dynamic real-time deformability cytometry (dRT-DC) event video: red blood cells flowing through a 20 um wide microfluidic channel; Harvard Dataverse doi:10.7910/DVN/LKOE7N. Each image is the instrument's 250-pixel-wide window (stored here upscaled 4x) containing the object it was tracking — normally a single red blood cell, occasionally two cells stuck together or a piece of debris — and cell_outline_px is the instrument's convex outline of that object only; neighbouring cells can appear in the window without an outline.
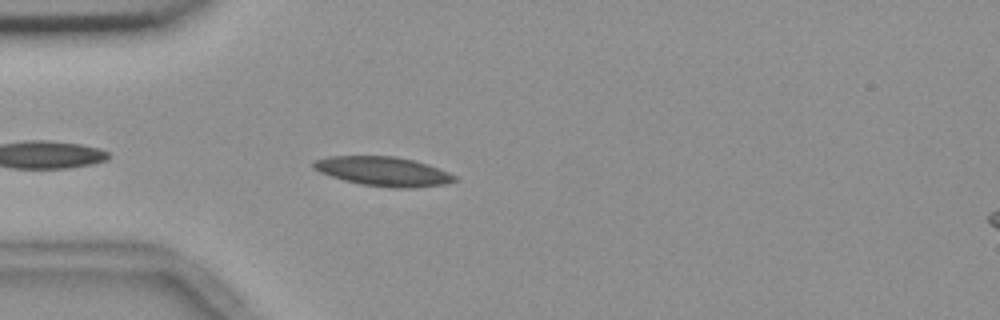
{"species": "common noctule bat (a hibernating species)", "species_latin": "Nyctalus noctula", "temperature_condition": "room temperature", "stored_images_in_passage": 8, "camera_frame_rate_fps": 3000, "um_per_image_px": 0.085, "animal": {"sex": "female", "body_mass_g": 18.4}, "frame": {"image": 1, "passage_image": 3, "time_ms": 0.667, "image_size_px": [1000, 320], "cell_outline_px": [[460, 180], [444, 184], [412, 188], [392, 188], [360, 184], [344, 180], [320, 172], [312, 168], [312, 160], [328, 156], [396, 156], [428, 164], [448, 172], [456, 176]], "centroid_in_image_um": [32.57, 14.56], "position_along_channel_um": 52.4, "area_um2": 24.22}}